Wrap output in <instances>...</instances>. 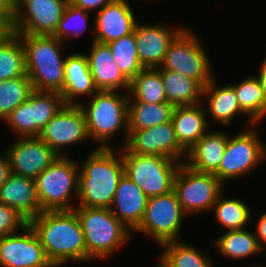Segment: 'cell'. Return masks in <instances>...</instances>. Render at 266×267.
<instances>
[{
  "label": "cell",
  "mask_w": 266,
  "mask_h": 267,
  "mask_svg": "<svg viewBox=\"0 0 266 267\" xmlns=\"http://www.w3.org/2000/svg\"><path fill=\"white\" fill-rule=\"evenodd\" d=\"M28 224L54 267L68 262L87 263L84 235L74 210L43 211Z\"/></svg>",
  "instance_id": "6da1fadb"
},
{
  "label": "cell",
  "mask_w": 266,
  "mask_h": 267,
  "mask_svg": "<svg viewBox=\"0 0 266 267\" xmlns=\"http://www.w3.org/2000/svg\"><path fill=\"white\" fill-rule=\"evenodd\" d=\"M80 164L76 205L110 209L119 179L124 175L120 148L96 147Z\"/></svg>",
  "instance_id": "7a4b0ae2"
},
{
  "label": "cell",
  "mask_w": 266,
  "mask_h": 267,
  "mask_svg": "<svg viewBox=\"0 0 266 267\" xmlns=\"http://www.w3.org/2000/svg\"><path fill=\"white\" fill-rule=\"evenodd\" d=\"M25 51V70L34 91L62 93L65 59L64 43L54 36L17 34Z\"/></svg>",
  "instance_id": "3957f363"
},
{
  "label": "cell",
  "mask_w": 266,
  "mask_h": 267,
  "mask_svg": "<svg viewBox=\"0 0 266 267\" xmlns=\"http://www.w3.org/2000/svg\"><path fill=\"white\" fill-rule=\"evenodd\" d=\"M128 99V92L105 90L90 97L87 105L79 103L86 118L90 141L96 142L97 147H112L109 141L122 130L124 143L121 146L125 145L129 134Z\"/></svg>",
  "instance_id": "277c9868"
},
{
  "label": "cell",
  "mask_w": 266,
  "mask_h": 267,
  "mask_svg": "<svg viewBox=\"0 0 266 267\" xmlns=\"http://www.w3.org/2000/svg\"><path fill=\"white\" fill-rule=\"evenodd\" d=\"M73 210L81 223L89 263L111 257L132 238L109 208L76 206Z\"/></svg>",
  "instance_id": "5b68a950"
},
{
  "label": "cell",
  "mask_w": 266,
  "mask_h": 267,
  "mask_svg": "<svg viewBox=\"0 0 266 267\" xmlns=\"http://www.w3.org/2000/svg\"><path fill=\"white\" fill-rule=\"evenodd\" d=\"M68 156L59 155L34 179L42 211L73 210L77 206L72 195L78 197L80 164Z\"/></svg>",
  "instance_id": "8992f818"
},
{
  "label": "cell",
  "mask_w": 266,
  "mask_h": 267,
  "mask_svg": "<svg viewBox=\"0 0 266 267\" xmlns=\"http://www.w3.org/2000/svg\"><path fill=\"white\" fill-rule=\"evenodd\" d=\"M124 174L148 197L173 191L176 172L181 162L164 156L138 155L120 146Z\"/></svg>",
  "instance_id": "52a82bcc"
},
{
  "label": "cell",
  "mask_w": 266,
  "mask_h": 267,
  "mask_svg": "<svg viewBox=\"0 0 266 267\" xmlns=\"http://www.w3.org/2000/svg\"><path fill=\"white\" fill-rule=\"evenodd\" d=\"M200 40L188 26L184 27L170 42L163 63L156 69L182 73L205 87L215 75Z\"/></svg>",
  "instance_id": "ba28073f"
},
{
  "label": "cell",
  "mask_w": 266,
  "mask_h": 267,
  "mask_svg": "<svg viewBox=\"0 0 266 267\" xmlns=\"http://www.w3.org/2000/svg\"><path fill=\"white\" fill-rule=\"evenodd\" d=\"M256 125H247L248 129L245 127V130L232 138L230 134L228 135L219 169L214 173L224 185L228 180L247 176L260 163L266 161V144L261 141L260 135L254 128Z\"/></svg>",
  "instance_id": "9c48e42d"
},
{
  "label": "cell",
  "mask_w": 266,
  "mask_h": 267,
  "mask_svg": "<svg viewBox=\"0 0 266 267\" xmlns=\"http://www.w3.org/2000/svg\"><path fill=\"white\" fill-rule=\"evenodd\" d=\"M224 184L213 173H201L185 163L179 166L173 184V191L188 216L210 212Z\"/></svg>",
  "instance_id": "30bf717a"
},
{
  "label": "cell",
  "mask_w": 266,
  "mask_h": 267,
  "mask_svg": "<svg viewBox=\"0 0 266 267\" xmlns=\"http://www.w3.org/2000/svg\"><path fill=\"white\" fill-rule=\"evenodd\" d=\"M185 217L189 216L184 212L174 191L151 197L148 198L140 225L132 233L153 238L157 246L181 240L179 235Z\"/></svg>",
  "instance_id": "8fae6325"
},
{
  "label": "cell",
  "mask_w": 266,
  "mask_h": 267,
  "mask_svg": "<svg viewBox=\"0 0 266 267\" xmlns=\"http://www.w3.org/2000/svg\"><path fill=\"white\" fill-rule=\"evenodd\" d=\"M66 105L57 92L34 91L5 119L17 137H38L44 126Z\"/></svg>",
  "instance_id": "7c38bea8"
},
{
  "label": "cell",
  "mask_w": 266,
  "mask_h": 267,
  "mask_svg": "<svg viewBox=\"0 0 266 267\" xmlns=\"http://www.w3.org/2000/svg\"><path fill=\"white\" fill-rule=\"evenodd\" d=\"M69 0H15L11 32L53 36Z\"/></svg>",
  "instance_id": "4fadbf2b"
},
{
  "label": "cell",
  "mask_w": 266,
  "mask_h": 267,
  "mask_svg": "<svg viewBox=\"0 0 266 267\" xmlns=\"http://www.w3.org/2000/svg\"><path fill=\"white\" fill-rule=\"evenodd\" d=\"M58 155H67L69 145L90 141L86 118L80 105L66 104L42 129L38 136Z\"/></svg>",
  "instance_id": "5bb4252c"
},
{
  "label": "cell",
  "mask_w": 266,
  "mask_h": 267,
  "mask_svg": "<svg viewBox=\"0 0 266 267\" xmlns=\"http://www.w3.org/2000/svg\"><path fill=\"white\" fill-rule=\"evenodd\" d=\"M128 131V138L123 146L128 152L164 156L185 163L188 152L178 142L172 121L151 128Z\"/></svg>",
  "instance_id": "9a60e30c"
},
{
  "label": "cell",
  "mask_w": 266,
  "mask_h": 267,
  "mask_svg": "<svg viewBox=\"0 0 266 267\" xmlns=\"http://www.w3.org/2000/svg\"><path fill=\"white\" fill-rule=\"evenodd\" d=\"M19 232L0 238V267H54L31 226Z\"/></svg>",
  "instance_id": "2e32d148"
},
{
  "label": "cell",
  "mask_w": 266,
  "mask_h": 267,
  "mask_svg": "<svg viewBox=\"0 0 266 267\" xmlns=\"http://www.w3.org/2000/svg\"><path fill=\"white\" fill-rule=\"evenodd\" d=\"M4 149L12 173L35 179L59 155L39 137H17Z\"/></svg>",
  "instance_id": "e0dca14e"
},
{
  "label": "cell",
  "mask_w": 266,
  "mask_h": 267,
  "mask_svg": "<svg viewBox=\"0 0 266 267\" xmlns=\"http://www.w3.org/2000/svg\"><path fill=\"white\" fill-rule=\"evenodd\" d=\"M165 24V22L157 24L137 22L134 28L139 60L144 69L161 66L170 42L184 28V25L171 28Z\"/></svg>",
  "instance_id": "ac0fdd59"
},
{
  "label": "cell",
  "mask_w": 266,
  "mask_h": 267,
  "mask_svg": "<svg viewBox=\"0 0 266 267\" xmlns=\"http://www.w3.org/2000/svg\"><path fill=\"white\" fill-rule=\"evenodd\" d=\"M134 10L127 0H114L93 15V39L108 44L134 32Z\"/></svg>",
  "instance_id": "d6986e66"
},
{
  "label": "cell",
  "mask_w": 266,
  "mask_h": 267,
  "mask_svg": "<svg viewBox=\"0 0 266 267\" xmlns=\"http://www.w3.org/2000/svg\"><path fill=\"white\" fill-rule=\"evenodd\" d=\"M88 59L89 70L99 91L129 92L130 81L118 68L108 44L92 41Z\"/></svg>",
  "instance_id": "ffe728a7"
},
{
  "label": "cell",
  "mask_w": 266,
  "mask_h": 267,
  "mask_svg": "<svg viewBox=\"0 0 266 267\" xmlns=\"http://www.w3.org/2000/svg\"><path fill=\"white\" fill-rule=\"evenodd\" d=\"M147 201L148 197L143 191L124 174L119 179L110 210L133 232L143 219Z\"/></svg>",
  "instance_id": "44dd1931"
},
{
  "label": "cell",
  "mask_w": 266,
  "mask_h": 267,
  "mask_svg": "<svg viewBox=\"0 0 266 267\" xmlns=\"http://www.w3.org/2000/svg\"><path fill=\"white\" fill-rule=\"evenodd\" d=\"M0 203L15 208L28 222L43 212L35 180L15 173L1 186Z\"/></svg>",
  "instance_id": "7402d4cb"
},
{
  "label": "cell",
  "mask_w": 266,
  "mask_h": 267,
  "mask_svg": "<svg viewBox=\"0 0 266 267\" xmlns=\"http://www.w3.org/2000/svg\"><path fill=\"white\" fill-rule=\"evenodd\" d=\"M64 74V88L61 95L66 104L79 105L82 102L79 99L80 96L87 94L92 97L99 91L95 86L93 76L89 70L86 53L68 54L65 59Z\"/></svg>",
  "instance_id": "603a6c76"
},
{
  "label": "cell",
  "mask_w": 266,
  "mask_h": 267,
  "mask_svg": "<svg viewBox=\"0 0 266 267\" xmlns=\"http://www.w3.org/2000/svg\"><path fill=\"white\" fill-rule=\"evenodd\" d=\"M203 102L195 105L175 106L172 124L180 145L188 152L208 131L210 124Z\"/></svg>",
  "instance_id": "cb8c5ba5"
},
{
  "label": "cell",
  "mask_w": 266,
  "mask_h": 267,
  "mask_svg": "<svg viewBox=\"0 0 266 267\" xmlns=\"http://www.w3.org/2000/svg\"><path fill=\"white\" fill-rule=\"evenodd\" d=\"M215 81L216 77L203 88L202 100L204 102L207 99L205 110L208 114L206 116L209 124L213 120L214 123L229 126L233 118L246 114L239 106L234 87L231 84L218 87ZM209 118H211V121H209Z\"/></svg>",
  "instance_id": "d4e9b609"
},
{
  "label": "cell",
  "mask_w": 266,
  "mask_h": 267,
  "mask_svg": "<svg viewBox=\"0 0 266 267\" xmlns=\"http://www.w3.org/2000/svg\"><path fill=\"white\" fill-rule=\"evenodd\" d=\"M228 134L223 130L205 133L188 151L185 164L201 173H215L227 146Z\"/></svg>",
  "instance_id": "484cf974"
},
{
  "label": "cell",
  "mask_w": 266,
  "mask_h": 267,
  "mask_svg": "<svg viewBox=\"0 0 266 267\" xmlns=\"http://www.w3.org/2000/svg\"><path fill=\"white\" fill-rule=\"evenodd\" d=\"M167 97V102L174 106L195 105L203 102V86L196 80L182 73L171 70H158Z\"/></svg>",
  "instance_id": "4316f807"
},
{
  "label": "cell",
  "mask_w": 266,
  "mask_h": 267,
  "mask_svg": "<svg viewBox=\"0 0 266 267\" xmlns=\"http://www.w3.org/2000/svg\"><path fill=\"white\" fill-rule=\"evenodd\" d=\"M159 247L164 249L157 257L160 267H213L214 265L213 259L184 240L169 241Z\"/></svg>",
  "instance_id": "83f0119b"
},
{
  "label": "cell",
  "mask_w": 266,
  "mask_h": 267,
  "mask_svg": "<svg viewBox=\"0 0 266 267\" xmlns=\"http://www.w3.org/2000/svg\"><path fill=\"white\" fill-rule=\"evenodd\" d=\"M214 246L225 258L234 260H244L263 253L258 244L255 232L249 229L229 230L218 236Z\"/></svg>",
  "instance_id": "f1b7e54d"
},
{
  "label": "cell",
  "mask_w": 266,
  "mask_h": 267,
  "mask_svg": "<svg viewBox=\"0 0 266 267\" xmlns=\"http://www.w3.org/2000/svg\"><path fill=\"white\" fill-rule=\"evenodd\" d=\"M231 85L234 87L241 110L247 115L248 120H250L248 122L249 126L260 124V121L265 120L266 99L256 75L245 78L239 83H231Z\"/></svg>",
  "instance_id": "f546056e"
},
{
  "label": "cell",
  "mask_w": 266,
  "mask_h": 267,
  "mask_svg": "<svg viewBox=\"0 0 266 267\" xmlns=\"http://www.w3.org/2000/svg\"><path fill=\"white\" fill-rule=\"evenodd\" d=\"M25 75V51L20 37L11 31H1L0 81Z\"/></svg>",
  "instance_id": "4dcf8cb0"
},
{
  "label": "cell",
  "mask_w": 266,
  "mask_h": 267,
  "mask_svg": "<svg viewBox=\"0 0 266 267\" xmlns=\"http://www.w3.org/2000/svg\"><path fill=\"white\" fill-rule=\"evenodd\" d=\"M174 108L169 102L128 101V130H142L169 122Z\"/></svg>",
  "instance_id": "1f68e13d"
},
{
  "label": "cell",
  "mask_w": 266,
  "mask_h": 267,
  "mask_svg": "<svg viewBox=\"0 0 266 267\" xmlns=\"http://www.w3.org/2000/svg\"><path fill=\"white\" fill-rule=\"evenodd\" d=\"M128 101L165 103L167 97L161 73L156 68H145L131 81Z\"/></svg>",
  "instance_id": "d6a6232c"
},
{
  "label": "cell",
  "mask_w": 266,
  "mask_h": 267,
  "mask_svg": "<svg viewBox=\"0 0 266 267\" xmlns=\"http://www.w3.org/2000/svg\"><path fill=\"white\" fill-rule=\"evenodd\" d=\"M222 192L212 207L216 221L229 230L245 229L252 218L251 210L246 202L238 198H225Z\"/></svg>",
  "instance_id": "836d02e7"
},
{
  "label": "cell",
  "mask_w": 266,
  "mask_h": 267,
  "mask_svg": "<svg viewBox=\"0 0 266 267\" xmlns=\"http://www.w3.org/2000/svg\"><path fill=\"white\" fill-rule=\"evenodd\" d=\"M34 92L33 84L26 74L0 81V120L5 119Z\"/></svg>",
  "instance_id": "e575fe53"
},
{
  "label": "cell",
  "mask_w": 266,
  "mask_h": 267,
  "mask_svg": "<svg viewBox=\"0 0 266 267\" xmlns=\"http://www.w3.org/2000/svg\"><path fill=\"white\" fill-rule=\"evenodd\" d=\"M108 45L115 63L129 81L144 69L139 60L134 32Z\"/></svg>",
  "instance_id": "d590c367"
},
{
  "label": "cell",
  "mask_w": 266,
  "mask_h": 267,
  "mask_svg": "<svg viewBox=\"0 0 266 267\" xmlns=\"http://www.w3.org/2000/svg\"><path fill=\"white\" fill-rule=\"evenodd\" d=\"M89 15L90 12L68 3L53 36L63 43L67 41L65 39H69L70 37H79L86 30Z\"/></svg>",
  "instance_id": "8d00e7d4"
},
{
  "label": "cell",
  "mask_w": 266,
  "mask_h": 267,
  "mask_svg": "<svg viewBox=\"0 0 266 267\" xmlns=\"http://www.w3.org/2000/svg\"><path fill=\"white\" fill-rule=\"evenodd\" d=\"M28 221L12 207L0 203V238L17 233Z\"/></svg>",
  "instance_id": "74e56055"
},
{
  "label": "cell",
  "mask_w": 266,
  "mask_h": 267,
  "mask_svg": "<svg viewBox=\"0 0 266 267\" xmlns=\"http://www.w3.org/2000/svg\"><path fill=\"white\" fill-rule=\"evenodd\" d=\"M15 15V0H0V30L10 31Z\"/></svg>",
  "instance_id": "f35d334b"
},
{
  "label": "cell",
  "mask_w": 266,
  "mask_h": 267,
  "mask_svg": "<svg viewBox=\"0 0 266 267\" xmlns=\"http://www.w3.org/2000/svg\"><path fill=\"white\" fill-rule=\"evenodd\" d=\"M114 0H69V3L73 6L82 8L87 12H93L96 14L101 10L106 4L113 2Z\"/></svg>",
  "instance_id": "ab89813d"
},
{
  "label": "cell",
  "mask_w": 266,
  "mask_h": 267,
  "mask_svg": "<svg viewBox=\"0 0 266 267\" xmlns=\"http://www.w3.org/2000/svg\"><path fill=\"white\" fill-rule=\"evenodd\" d=\"M256 227L255 235L260 248L264 252V250L266 251V212L261 215Z\"/></svg>",
  "instance_id": "60d3db41"
},
{
  "label": "cell",
  "mask_w": 266,
  "mask_h": 267,
  "mask_svg": "<svg viewBox=\"0 0 266 267\" xmlns=\"http://www.w3.org/2000/svg\"><path fill=\"white\" fill-rule=\"evenodd\" d=\"M12 173L8 156L2 151L0 155V188Z\"/></svg>",
  "instance_id": "b9f144b4"
},
{
  "label": "cell",
  "mask_w": 266,
  "mask_h": 267,
  "mask_svg": "<svg viewBox=\"0 0 266 267\" xmlns=\"http://www.w3.org/2000/svg\"><path fill=\"white\" fill-rule=\"evenodd\" d=\"M260 72L258 73V75H256V77L259 79L261 87L263 89L264 92V96L266 99V56L264 57L261 65H260Z\"/></svg>",
  "instance_id": "7bdbcfd3"
},
{
  "label": "cell",
  "mask_w": 266,
  "mask_h": 267,
  "mask_svg": "<svg viewBox=\"0 0 266 267\" xmlns=\"http://www.w3.org/2000/svg\"><path fill=\"white\" fill-rule=\"evenodd\" d=\"M251 267H266V266L259 265V264L257 263V265H252Z\"/></svg>",
  "instance_id": "ee69618b"
}]
</instances>
